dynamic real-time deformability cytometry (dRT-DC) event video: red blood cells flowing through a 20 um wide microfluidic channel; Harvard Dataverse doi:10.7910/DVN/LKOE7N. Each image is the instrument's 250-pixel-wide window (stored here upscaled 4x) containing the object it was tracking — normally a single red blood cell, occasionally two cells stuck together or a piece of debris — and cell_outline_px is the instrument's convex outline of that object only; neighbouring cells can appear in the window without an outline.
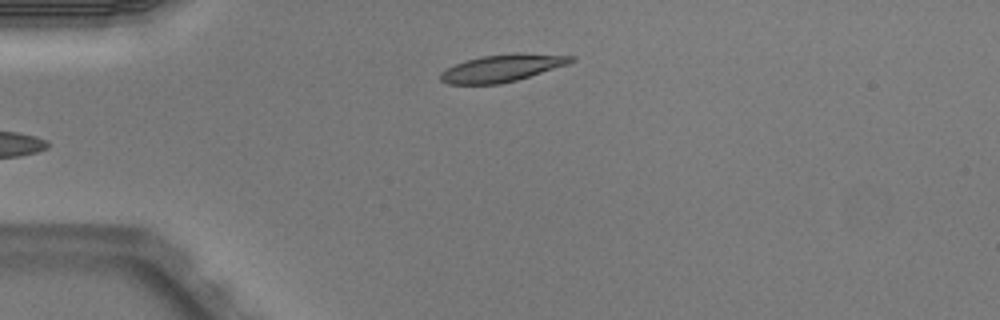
{"species": "Egyptian fruit bat (a non-hibernating species)", "species_latin": "Rousettus aegyptiacus", "temperature_condition": "warm", "stored_images_in_passage": 2, "camera_frame_rate_fps": 3000, "um_per_image_px": 0.085, "animal": {"sex": "male"}, "frame": {"image": 1, "passage_image": 2, "time_ms": 0.333, "image_size_px": [1000, 320], "cell_outline_px": [[576, 60], [568, 64], [516, 80], [500, 84], [448, 84], [440, 80], [440, 72], [464, 60], [484, 56], [512, 52], [520, 52], [576, 56]], "centroid_in_image_um": [42.7, 5.77], "position_along_channel_um": 42.3, "area_um2": 20.81}}